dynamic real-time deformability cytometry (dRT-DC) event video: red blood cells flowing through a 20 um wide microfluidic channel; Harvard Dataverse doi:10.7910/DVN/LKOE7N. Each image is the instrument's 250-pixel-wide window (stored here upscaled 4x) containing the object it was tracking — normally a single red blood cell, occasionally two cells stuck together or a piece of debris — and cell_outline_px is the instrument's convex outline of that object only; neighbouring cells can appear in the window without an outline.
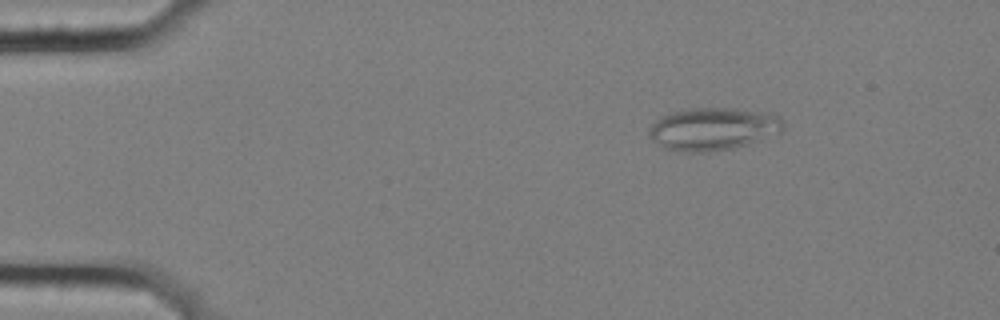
{"species": "common noctule bat (a hibernating species)", "species_latin": "Nyctalus noctula", "temperature_condition": "cold", "stored_images_in_passage": 55, "camera_frame_rate_fps": 3000, "um_per_image_px": 0.085, "animal": {"sex": "female", "body_mass_g": 25.1}, "frame": {"image": 1, "passage_image": 7, "time_ms": 2.0, "image_size_px": [1000, 320], "cell_outline_px": [[784, 128], [780, 132], [736, 148], [708, 152], [676, 152], [664, 148], [652, 140], [648, 136], [648, 128], [656, 120], [672, 112], [684, 108], [732, 108], [768, 112], [780, 116], [784, 124]], "centroid_in_image_um": [60.59, 10.96], "position_along_channel_um": 24.4, "area_um2": 33.7}}
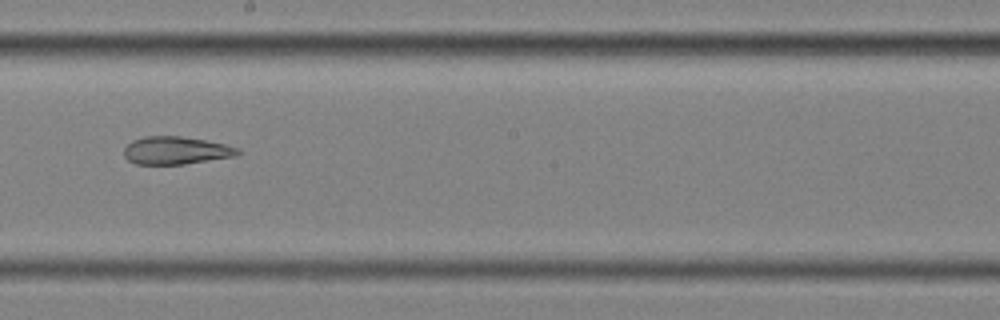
{"frame": {"image": 2, "passage_image": 31, "time_ms": 10.0, "image_size_px": [1000, 320], "cell_outline_px": [[244, 152], [236, 156], [184, 164], [136, 164], [128, 160], [124, 156], [124, 148], [132, 140], [144, 136], [180, 136], [204, 140], [224, 144], [240, 148]], "centroid_in_image_um": [14.98, 12.79], "position_along_channel_um": 233.2, "area_um2": 18.5}}
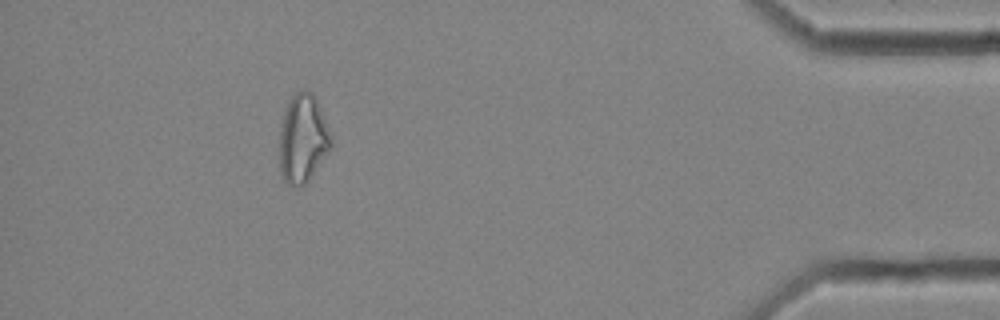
{"frame": {"image": 3, "passage_image": 50, "time_ms": 16.333, "image_size_px": [1000, 320], "cell_outline_px": [[332, 144], [328, 152], [308, 180], [304, 184], [288, 184], [284, 180], [280, 172], [280, 132], [284, 108], [292, 96], [296, 92], [308, 88], [316, 96], [332, 136]], "centroid_in_image_um": [25.75, 11.71], "position_along_channel_um": 409.5, "area_um2": 26.53}, "authors_computed_cell_mechanics": {"area_um2": 25.143, "velocity_mm_per_s": 3.5813, "shape_relaxation_time_tau1_ms": null, "shape_relaxation_time_tau2_ms": 2.9653, "deformation_change_tau1": null, "deformation_change_tau2": 0.1223}}